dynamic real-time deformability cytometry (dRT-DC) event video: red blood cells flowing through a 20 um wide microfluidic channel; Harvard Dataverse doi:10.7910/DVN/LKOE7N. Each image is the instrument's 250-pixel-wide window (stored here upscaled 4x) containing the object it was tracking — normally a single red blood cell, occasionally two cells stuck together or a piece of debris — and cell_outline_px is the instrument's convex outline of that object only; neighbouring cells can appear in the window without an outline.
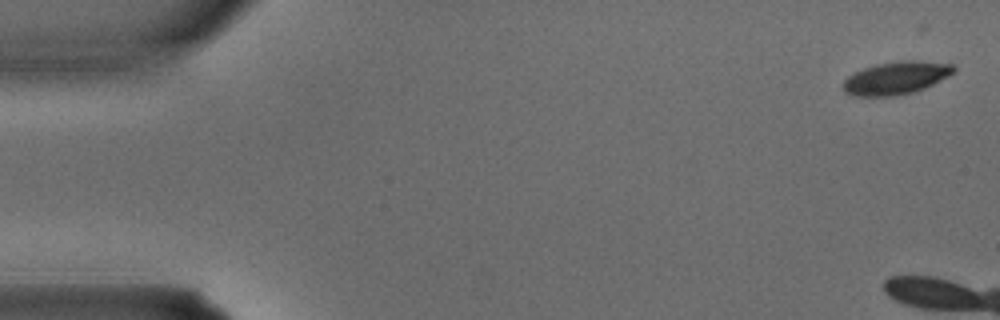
{"species": "common noctule bat (a hibernating species)", "species_latin": "Nyctalus noctula", "temperature_condition": "warm", "stored_images_in_passage": 5, "camera_frame_rate_fps": 3000, "um_per_image_px": 0.085, "animal": {"sex": "male", "body_mass_g": 15.6}, "frame": {"image": 1, "passage_image": 1, "time_ms": 0.0, "image_size_px": [1000, 320], "cell_outline_px": [[956, 68], [948, 76], [924, 88], [912, 92], [892, 96], [856, 96], [844, 92], [844, 80], [848, 76], [864, 68], [876, 64], [900, 60], [916, 60], [952, 64]], "centroid_in_image_um": [76.16, 6.62], "position_along_channel_um": 8.8, "area_um2": 20.87}}